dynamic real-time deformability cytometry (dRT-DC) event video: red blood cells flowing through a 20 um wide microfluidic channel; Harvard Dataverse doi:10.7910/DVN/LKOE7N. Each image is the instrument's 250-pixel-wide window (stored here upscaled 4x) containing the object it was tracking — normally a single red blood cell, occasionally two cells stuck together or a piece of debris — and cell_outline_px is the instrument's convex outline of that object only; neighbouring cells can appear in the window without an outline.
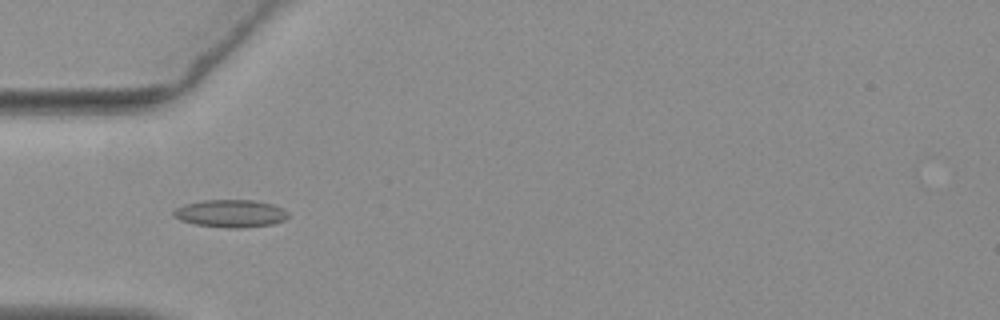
{"species": "common noctule bat (a hibernating species)", "species_latin": "Nyctalus noctula", "temperature_condition": "warm", "stored_images_in_passage": 39, "camera_frame_rate_fps": 3000, "um_per_image_px": 0.085, "animal": {"sex": "female", "body_mass_g": 19.3, "forearm_length_mm": 54.1}, "frame": {"image": 1, "passage_image": 1, "time_ms": 0.0, "image_size_px": [1000, 320], "cell_outline_px": [[288, 216], [284, 220], [272, 224], [248, 228], [224, 228], [192, 224], [180, 220], [172, 216], [172, 212], [176, 208], [184, 204], [204, 200], [256, 200], [272, 204], [284, 208], [288, 212]], "centroid_in_image_um": [19.59, 18.15], "position_along_channel_um": 65.4, "area_um2": 18.79}}
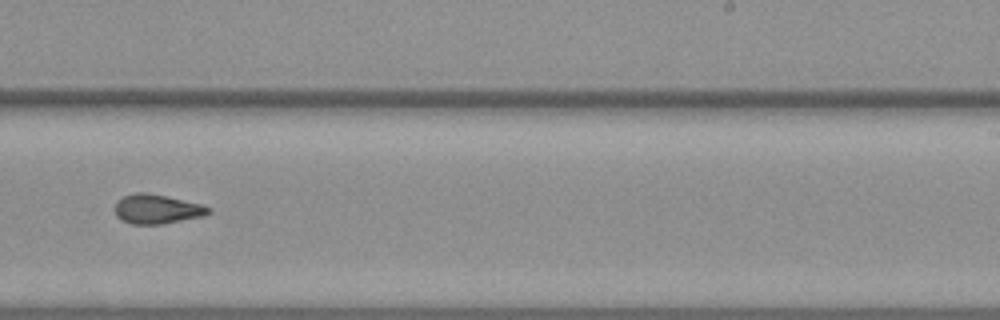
{"frame": {"image": 2, "passage_image": 18, "time_ms": 5.667, "image_size_px": [1000, 320], "cell_outline_px": [[212, 212], [204, 216], [160, 224], [132, 224], [116, 216], [116, 204], [124, 196], [132, 192], [148, 192], [200, 204], [212, 208]], "centroid_in_image_um": [13.37, 17.76], "position_along_channel_um": 275.6, "area_um2": 15.84}}
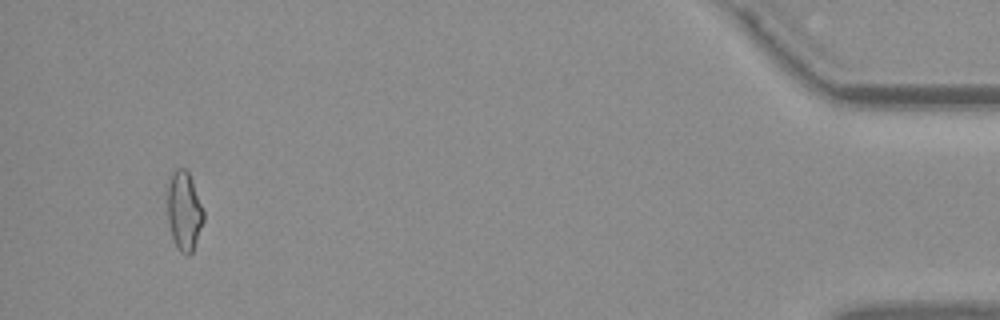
{"frame": {"image": 3, "passage_image": 36, "time_ms": 11.667, "image_size_px": [1000, 320], "cell_outline_px": [[204, 220], [192, 252], [188, 256], [180, 252], [172, 236], [168, 220], [168, 184], [172, 172], [176, 168], [184, 168], [188, 172], [204, 212]], "centroid_in_image_um": [15.65, 17.94], "position_along_channel_um": 419.6, "area_um2": 16.3}, "authors_computed_cell_mechanics": {"area_um2": 16.0684, "velocity_mm_per_s": 3.7131, "shape_relaxation_time_tau1_ms": 6.6395, "shape_relaxation_time_tau2_ms": 2.0111, "deformation_change_tau1": 0.1652, "deformation_change_tau2": 0.0939}}